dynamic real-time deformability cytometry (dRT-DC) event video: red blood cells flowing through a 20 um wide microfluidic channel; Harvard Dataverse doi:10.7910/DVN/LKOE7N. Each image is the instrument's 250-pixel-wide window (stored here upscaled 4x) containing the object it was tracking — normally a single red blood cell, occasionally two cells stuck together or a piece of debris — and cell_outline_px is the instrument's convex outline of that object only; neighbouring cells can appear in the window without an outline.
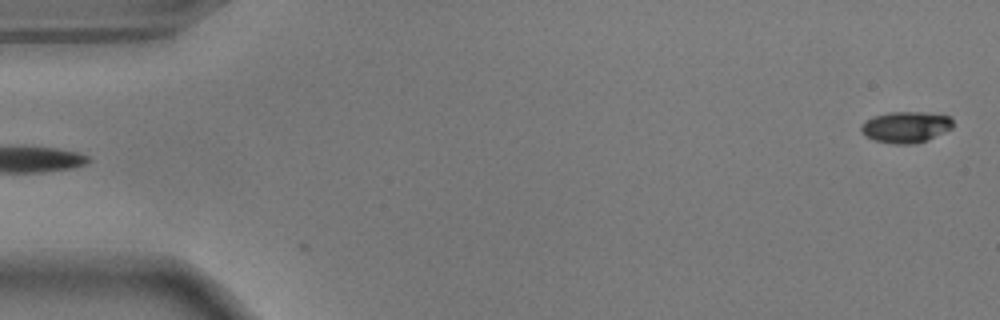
{"species": "common noctule bat (a hibernating species)", "species_latin": "Nyctalus noctula", "temperature_condition": "warm", "stored_images_in_passage": 55, "camera_frame_rate_fps": 3000, "um_per_image_px": 0.085, "animal": {"sex": "male", "body_mass_g": 17.9}, "frame": {"image": 1, "passage_image": 1, "time_ms": 0.0, "image_size_px": [1000, 320], "cell_outline_px": [[952, 128], [924, 140], [912, 144], [892, 144], [876, 140], [868, 136], [860, 128], [860, 124], [876, 116], [888, 112], [924, 112], [948, 116], [952, 120]], "centroid_in_image_um": [76.99, 10.79], "position_along_channel_um": 8.0, "area_um2": 16.18}}
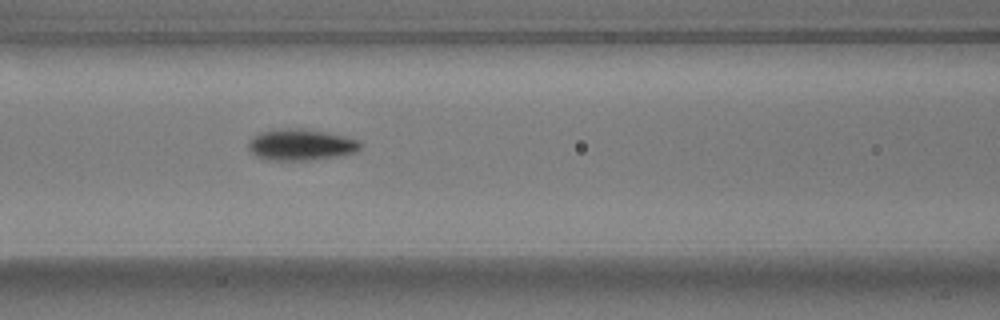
{"frame": {"image": 2, "passage_image": 23, "time_ms": 7.333, "image_size_px": [1000, 320], "cell_outline_px": [[364, 144], [356, 152], [340, 156], [304, 160], [272, 160], [256, 156], [248, 148], [248, 144], [260, 132], [280, 128], [304, 128], [344, 136], [360, 140]], "centroid_in_image_um": [25.63, 12.29], "position_along_channel_um": 141.0, "area_um2": 20.35}}
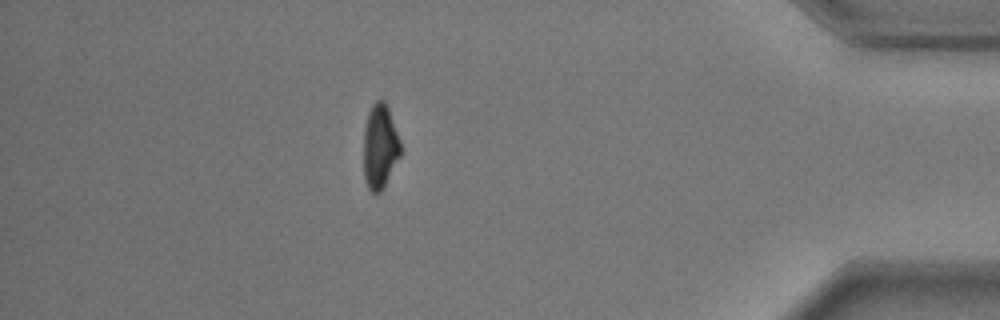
{"frame": {"image": 3, "passage_image": 48, "time_ms": 15.667, "image_size_px": [1000, 320], "cell_outline_px": [[400, 156], [384, 188], [380, 192], [372, 192], [368, 188], [364, 180], [364, 128], [368, 112], [372, 104], [376, 100], [384, 100], [388, 108], [400, 140]], "centroid_in_image_um": [32.29, 12.46], "position_along_channel_um": 402.9, "area_um2": 18.21}, "authors_computed_cell_mechanics": {"area_um2": 18.4382, "velocity_mm_per_s": 3.6749, "shape_relaxation_time_tau1_ms": 2.105, "shape_relaxation_time_tau2_ms": 1.0231, "deformation_change_tau1": 0.1573, "deformation_change_tau2": 0.0565}}